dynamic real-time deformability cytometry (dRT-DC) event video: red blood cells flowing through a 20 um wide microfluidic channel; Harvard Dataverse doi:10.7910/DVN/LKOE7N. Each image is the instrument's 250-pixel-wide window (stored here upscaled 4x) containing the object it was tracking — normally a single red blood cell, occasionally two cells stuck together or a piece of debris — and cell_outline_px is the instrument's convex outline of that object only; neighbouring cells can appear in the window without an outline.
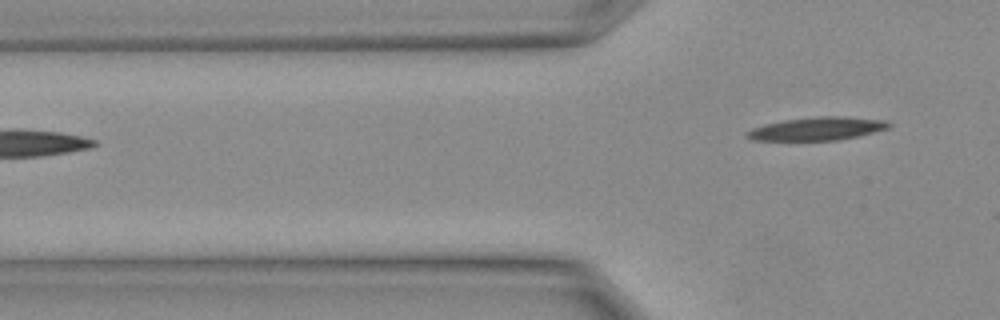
{"species": "Egyptian fruit bat (a non-hibernating species)", "species_latin": "Rousettus aegyptiacus", "temperature_condition": "warm", "stored_images_in_passage": 6, "segment_of_instrument_passage": [2, 2], "camera_frame_rate_fps": 3000, "um_per_image_px": 0.085, "animal": {"sex": "female"}, "frame": {"image": 1, "passage_image": 6, "time_ms": 1.667, "image_size_px": [1000, 320], "cell_outline_px": [[892, 124], [888, 128], [856, 136], [836, 140], [752, 140], [748, 136], [748, 132], [752, 128], [768, 124], [788, 120], [820, 116], [840, 116], [884, 120]], "centroid_in_image_um": [69.5, 10.94], "position_along_channel_um": 56.3, "area_um2": 18.5}}